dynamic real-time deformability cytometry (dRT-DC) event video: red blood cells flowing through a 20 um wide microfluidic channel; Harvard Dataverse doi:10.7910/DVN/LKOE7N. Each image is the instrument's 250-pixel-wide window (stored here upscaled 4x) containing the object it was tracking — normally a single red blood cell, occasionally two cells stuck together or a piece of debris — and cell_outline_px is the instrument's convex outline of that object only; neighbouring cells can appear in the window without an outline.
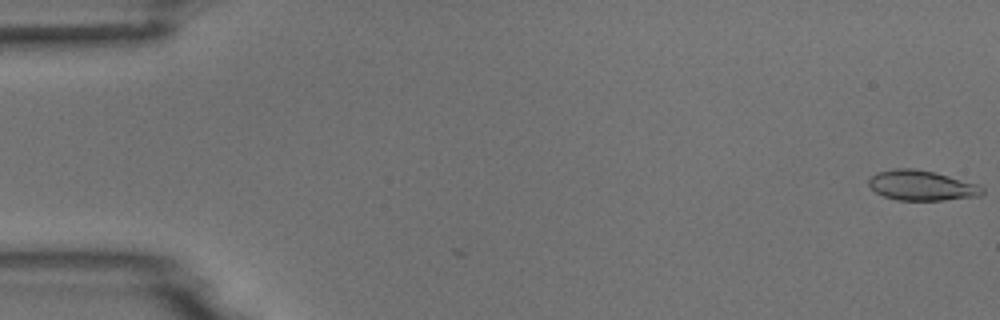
{"species": "common noctule bat (a hibernating species)", "species_latin": "Nyctalus noctula", "temperature_condition": "room temperature", "stored_images_in_passage": 6, "camera_frame_rate_fps": 3000, "um_per_image_px": 0.085, "animal": {"sex": "male", "body_mass_g": 18.8}, "frame": {"image": 1, "passage_image": 1, "time_ms": 0.0, "image_size_px": [1000, 320], "cell_outline_px": [[984, 192], [980, 196], [944, 200], [896, 200], [884, 196], [876, 192], [868, 184], [868, 180], [876, 172], [896, 168], [912, 168], [932, 172], [980, 184], [984, 188]], "centroid_in_image_um": [78.36, 15.77], "position_along_channel_um": 6.6, "area_um2": 19.88}}
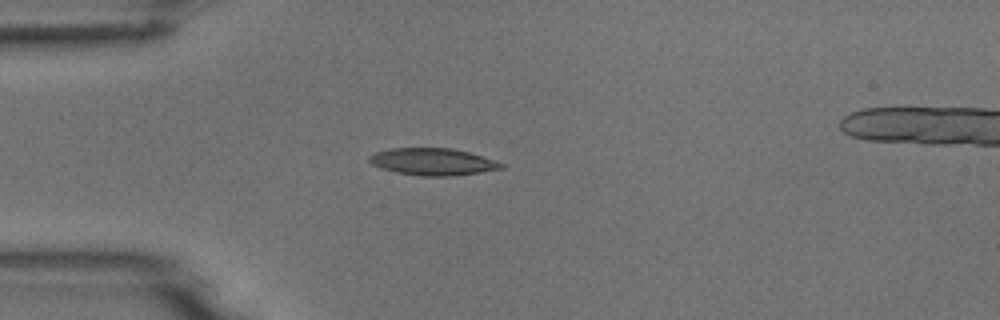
{"frame": {"image": 2, "passage_image": 5, "time_ms": 4.667, "image_size_px": [1000, 320], "cell_outline_px": [[504, 168], [480, 172], [452, 176], [420, 176], [396, 172], [380, 168], [372, 164], [368, 160], [368, 156], [376, 152], [392, 148], [452, 148], [468, 152], [504, 164]], "centroid_in_image_um": [36.74, 13.75], "position_along_channel_um": 48.3, "area_um2": 20.63}}